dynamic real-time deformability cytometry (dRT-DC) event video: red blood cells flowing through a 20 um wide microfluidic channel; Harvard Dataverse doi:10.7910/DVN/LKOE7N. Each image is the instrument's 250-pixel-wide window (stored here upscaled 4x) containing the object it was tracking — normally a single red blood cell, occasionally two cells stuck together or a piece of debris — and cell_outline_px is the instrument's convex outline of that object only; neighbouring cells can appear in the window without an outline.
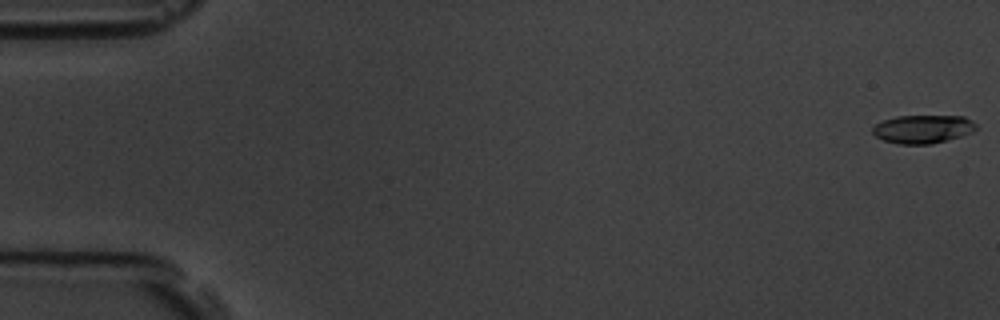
{"species": "common noctule bat (a hibernating species)", "species_latin": "Nyctalus noctula", "temperature_condition": "room temperature", "stored_images_in_passage": 58, "camera_frame_rate_fps": 3000, "um_per_image_px": 0.085, "animal": {"sex": "male", "body_mass_g": 19.5, "forearm_length_mm": 54.6}, "frame": {"image": 1, "passage_image": 1, "time_ms": 0.0, "image_size_px": [1000, 320], "cell_outline_px": [[976, 128], [972, 132], [960, 136], [932, 144], [900, 144], [884, 140], [876, 136], [872, 132], [872, 128], [876, 124], [884, 120], [896, 116], [964, 116], [972, 120], [976, 124]], "centroid_in_image_um": [78.45, 10.96], "position_along_channel_um": 6.6, "area_um2": 16.99}}
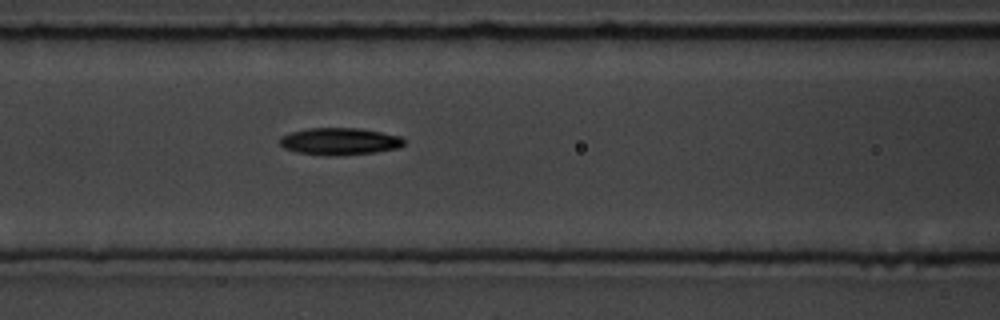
{"frame": {"image": 2, "passage_image": 25, "time_ms": 8.0, "image_size_px": [1000, 320], "cell_outline_px": [[404, 144], [400, 148], [376, 152], [332, 156], [324, 156], [296, 152], [284, 148], [280, 144], [280, 136], [292, 132], [308, 128], [360, 128], [400, 136], [404, 140]], "centroid_in_image_um": [28.86, 12.02], "position_along_channel_um": 137.7, "area_um2": 19.71}}
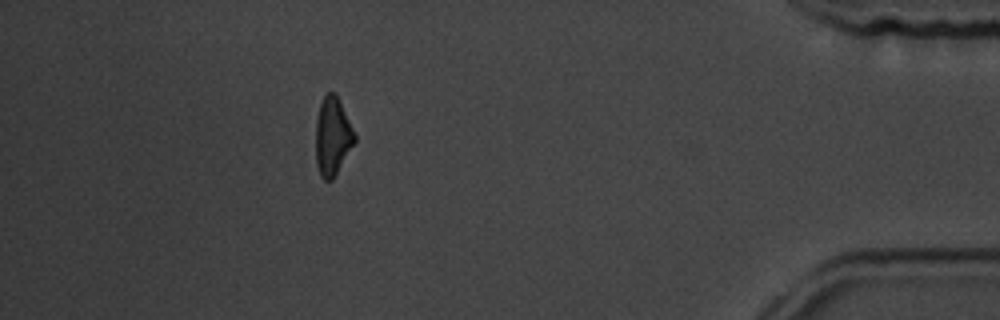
{"frame": {"image": 3, "passage_image": 52, "time_ms": 17.0, "image_size_px": [1000, 320], "cell_outline_px": [[356, 140], [332, 180], [324, 180], [320, 176], [316, 164], [316, 120], [320, 104], [324, 96], [328, 92], [336, 92], [340, 100], [356, 136]], "centroid_in_image_um": [28.26, 11.57], "position_along_channel_um": 406.9, "area_um2": 17.63}, "authors_computed_cell_mechanics": {"area_um2": 18.6116, "velocity_mm_per_s": 3.5629, "shape_relaxation_time_tau1_ms": 3.0384, "shape_relaxation_time_tau2_ms": null, "deformation_change_tau1": 0.1802, "deformation_change_tau2": null}}